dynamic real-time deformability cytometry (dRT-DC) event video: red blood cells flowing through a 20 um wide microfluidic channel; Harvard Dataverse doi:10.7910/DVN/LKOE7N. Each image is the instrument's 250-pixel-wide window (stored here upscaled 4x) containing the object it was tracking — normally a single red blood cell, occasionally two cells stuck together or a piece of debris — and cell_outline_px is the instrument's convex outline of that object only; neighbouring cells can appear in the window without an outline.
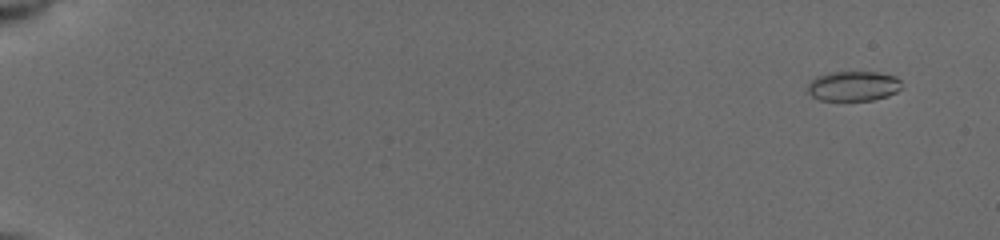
{"species": "common noctule bat (a hibernating species)", "species_latin": "Nyctalus noctula", "temperature_condition": "cold", "stored_images_in_passage": 72, "camera_frame_rate_fps": 3000, "um_per_image_px": 0.085, "animal": {"sex": "female", "body_mass_g": 19.5, "forearm_length_mm": 54.1}, "frame": {"image": 1, "passage_image": 5, "time_ms": 1.0, "image_size_px": [1000, 240], "cell_outline_px": [[900, 88], [896, 92], [888, 96], [872, 100], [820, 100], [812, 96], [808, 92], [808, 84], [816, 76], [828, 72], [880, 72], [896, 76], [900, 80]], "centroid_in_image_um": [72.53, 7.3], "position_along_channel_um": 12.5, "area_um2": 16.42}}
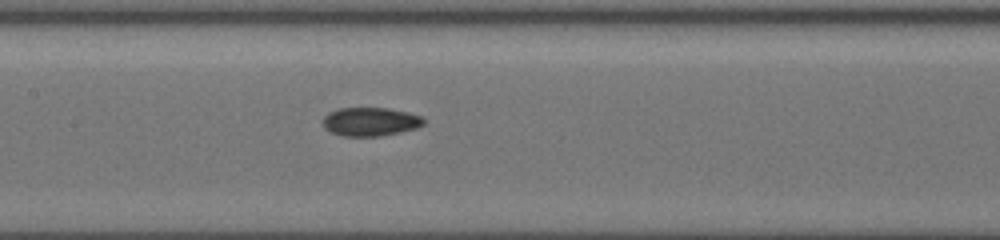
{"frame": {"image": 2, "passage_image": 40, "time_ms": 9.667, "image_size_px": [1000, 240], "cell_outline_px": [[424, 124], [416, 128], [400, 132], [380, 136], [340, 136], [324, 128], [320, 120], [328, 112], [340, 108], [388, 108], [408, 112], [420, 116], [424, 120]], "centroid_in_image_um": [31.43, 10.34], "position_along_channel_um": 176.0, "area_um2": 16.94}}
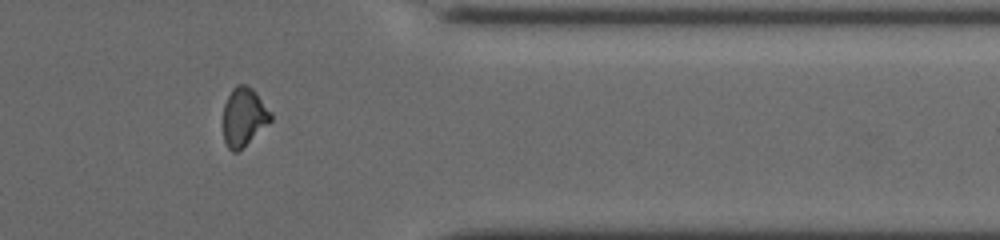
{"frame": {"image": 3, "passage_image": 65, "time_ms": 15.333, "image_size_px": [1000, 240], "cell_outline_px": [[272, 120], [236, 152], [232, 152], [228, 148], [224, 140], [224, 104], [232, 88], [236, 84], [244, 84], [252, 88], [256, 92], [272, 112]], "centroid_in_image_um": [20.73, 9.89], "position_along_channel_um": 390.7, "area_um2": 16.01}}